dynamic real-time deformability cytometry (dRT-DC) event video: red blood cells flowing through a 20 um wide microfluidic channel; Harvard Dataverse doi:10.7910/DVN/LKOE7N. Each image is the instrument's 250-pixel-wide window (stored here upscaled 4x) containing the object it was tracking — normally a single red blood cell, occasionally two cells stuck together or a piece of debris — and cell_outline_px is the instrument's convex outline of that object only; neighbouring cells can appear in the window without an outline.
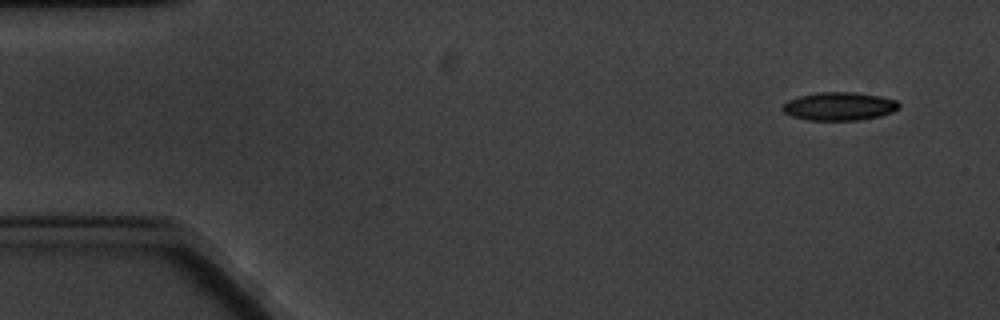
{"species": "common noctule bat (a hibernating species)", "species_latin": "Nyctalus noctula", "temperature_condition": "cold", "stored_images_in_passage": 6, "camera_frame_rate_fps": 3000, "um_per_image_px": 0.085, "animal": {"sex": "male", "body_mass_g": 20.1, "forearm_length_mm": 53.5}, "frame": {"image": 1, "passage_image": 1, "time_ms": 0.0, "image_size_px": [1000, 320], "cell_outline_px": [[900, 108], [892, 112], [880, 116], [860, 120], [808, 120], [792, 116], [784, 112], [780, 108], [788, 100], [800, 96], [816, 92], [856, 92], [880, 96], [896, 100], [900, 104]], "centroid_in_image_um": [71.35, 9.03], "position_along_channel_um": 13.7, "area_um2": 19.25}}
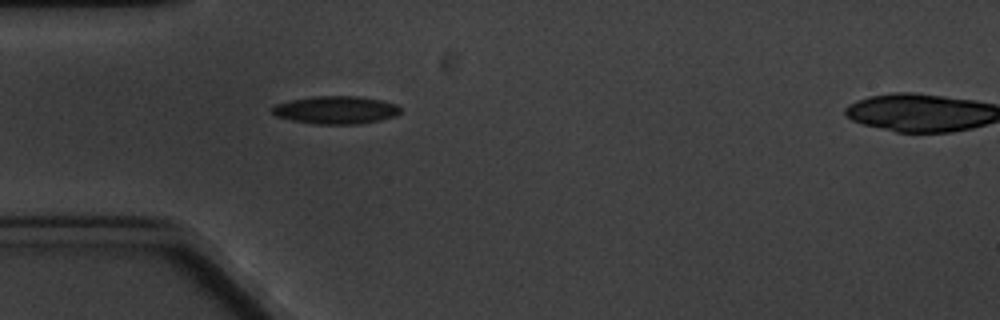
{"frame": {"image": 2, "passage_image": 5, "time_ms": 4.333, "image_size_px": [1000, 320], "cell_outline_px": [[400, 112], [396, 116], [380, 120], [360, 124], [312, 124], [292, 120], [276, 116], [272, 112], [272, 108], [276, 104], [288, 100], [316, 96], [360, 96], [380, 100], [396, 104], [400, 108]], "centroid_in_image_um": [28.55, 9.35], "position_along_channel_um": 56.5, "area_um2": 20.87}}